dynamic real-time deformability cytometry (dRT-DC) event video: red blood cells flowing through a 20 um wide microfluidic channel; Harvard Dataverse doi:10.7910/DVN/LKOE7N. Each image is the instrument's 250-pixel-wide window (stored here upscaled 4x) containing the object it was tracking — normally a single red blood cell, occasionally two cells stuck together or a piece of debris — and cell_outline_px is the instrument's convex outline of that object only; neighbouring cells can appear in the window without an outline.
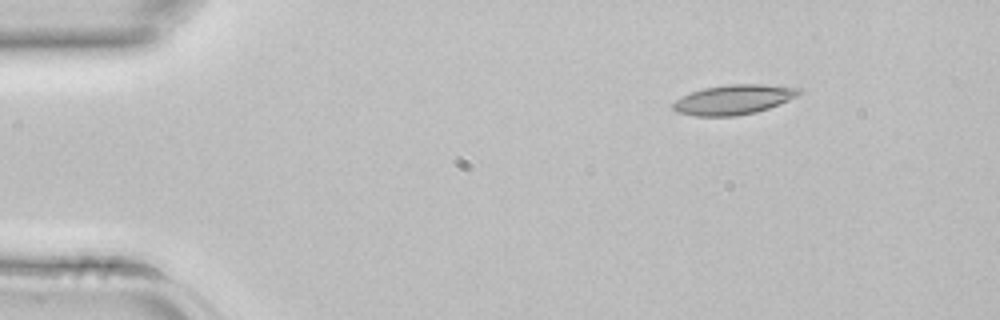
{"species": "common noctule bat (a hibernating species)", "species_latin": "Nyctalus noctula", "temperature_condition": "room temperature", "stored_images_in_passage": 3, "camera_frame_rate_fps": 3000, "um_per_image_px": 0.085, "animal": {"sex": "female", "body_mass_g": 22.7, "forearm_length_mm": 54.2}, "frame": {"image": 1, "passage_image": 1, "time_ms": 0.0, "image_size_px": [1000, 320], "cell_outline_px": [[800, 92], [796, 96], [780, 104], [756, 112], [736, 116], [696, 116], [676, 112], [672, 108], [672, 104], [676, 100], [692, 92], [704, 88], [728, 84], [764, 84], [800, 88]], "centroid_in_image_um": [62.35, 8.47], "position_along_channel_um": 22.7, "area_um2": 21.68}}
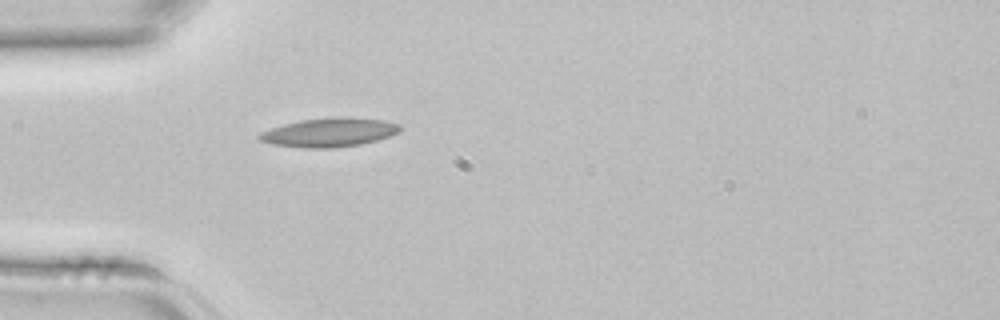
{"frame": {"image": 2, "passage_image": 3, "time_ms": 0.667, "image_size_px": [1000, 320], "cell_outline_px": [[400, 132], [376, 140], [360, 144], [332, 148], [304, 148], [272, 144], [260, 140], [256, 136], [260, 132], [284, 124], [304, 120], [340, 116], [348, 116], [384, 120], [400, 124]], "centroid_in_image_um": [28.0, 11.25], "position_along_channel_um": 57.0, "area_um2": 23.64}}